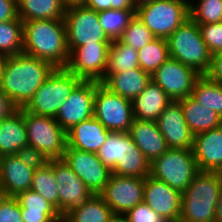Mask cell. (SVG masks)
<instances>
[{
	"label": "cell",
	"instance_id": "obj_1",
	"mask_svg": "<svg viewBox=\"0 0 222 222\" xmlns=\"http://www.w3.org/2000/svg\"><path fill=\"white\" fill-rule=\"evenodd\" d=\"M55 69L49 62L24 53L8 56L3 64L0 89L23 108Z\"/></svg>",
	"mask_w": 222,
	"mask_h": 222
},
{
	"label": "cell",
	"instance_id": "obj_2",
	"mask_svg": "<svg viewBox=\"0 0 222 222\" xmlns=\"http://www.w3.org/2000/svg\"><path fill=\"white\" fill-rule=\"evenodd\" d=\"M23 53L65 68L70 52L64 19H39L23 22Z\"/></svg>",
	"mask_w": 222,
	"mask_h": 222
},
{
	"label": "cell",
	"instance_id": "obj_3",
	"mask_svg": "<svg viewBox=\"0 0 222 222\" xmlns=\"http://www.w3.org/2000/svg\"><path fill=\"white\" fill-rule=\"evenodd\" d=\"M222 172L199 171L182 193L179 222H214Z\"/></svg>",
	"mask_w": 222,
	"mask_h": 222
},
{
	"label": "cell",
	"instance_id": "obj_4",
	"mask_svg": "<svg viewBox=\"0 0 222 222\" xmlns=\"http://www.w3.org/2000/svg\"><path fill=\"white\" fill-rule=\"evenodd\" d=\"M167 41L171 58L193 68L200 75L208 73L212 55L202 38L199 25L191 18L181 24Z\"/></svg>",
	"mask_w": 222,
	"mask_h": 222
},
{
	"label": "cell",
	"instance_id": "obj_5",
	"mask_svg": "<svg viewBox=\"0 0 222 222\" xmlns=\"http://www.w3.org/2000/svg\"><path fill=\"white\" fill-rule=\"evenodd\" d=\"M82 81L66 68H55L23 107L26 112L55 118L59 107Z\"/></svg>",
	"mask_w": 222,
	"mask_h": 222
},
{
	"label": "cell",
	"instance_id": "obj_6",
	"mask_svg": "<svg viewBox=\"0 0 222 222\" xmlns=\"http://www.w3.org/2000/svg\"><path fill=\"white\" fill-rule=\"evenodd\" d=\"M135 14L156 38L167 39L190 18L189 0H155L136 7Z\"/></svg>",
	"mask_w": 222,
	"mask_h": 222
},
{
	"label": "cell",
	"instance_id": "obj_7",
	"mask_svg": "<svg viewBox=\"0 0 222 222\" xmlns=\"http://www.w3.org/2000/svg\"><path fill=\"white\" fill-rule=\"evenodd\" d=\"M198 172L193 150L168 149L150 163L149 175L183 193Z\"/></svg>",
	"mask_w": 222,
	"mask_h": 222
},
{
	"label": "cell",
	"instance_id": "obj_8",
	"mask_svg": "<svg viewBox=\"0 0 222 222\" xmlns=\"http://www.w3.org/2000/svg\"><path fill=\"white\" fill-rule=\"evenodd\" d=\"M24 122L28 145L40 150L49 160L63 158L67 136L55 118L24 110Z\"/></svg>",
	"mask_w": 222,
	"mask_h": 222
},
{
	"label": "cell",
	"instance_id": "obj_9",
	"mask_svg": "<svg viewBox=\"0 0 222 222\" xmlns=\"http://www.w3.org/2000/svg\"><path fill=\"white\" fill-rule=\"evenodd\" d=\"M64 22L70 53L84 44L112 42L99 22L98 12L83 4L68 6Z\"/></svg>",
	"mask_w": 222,
	"mask_h": 222
},
{
	"label": "cell",
	"instance_id": "obj_10",
	"mask_svg": "<svg viewBox=\"0 0 222 222\" xmlns=\"http://www.w3.org/2000/svg\"><path fill=\"white\" fill-rule=\"evenodd\" d=\"M93 116L110 132H129L134 119L132 101L100 82L95 89Z\"/></svg>",
	"mask_w": 222,
	"mask_h": 222
},
{
	"label": "cell",
	"instance_id": "obj_11",
	"mask_svg": "<svg viewBox=\"0 0 222 222\" xmlns=\"http://www.w3.org/2000/svg\"><path fill=\"white\" fill-rule=\"evenodd\" d=\"M111 42H95L75 48L65 67L82 80L101 82L107 71L108 52Z\"/></svg>",
	"mask_w": 222,
	"mask_h": 222
},
{
	"label": "cell",
	"instance_id": "obj_12",
	"mask_svg": "<svg viewBox=\"0 0 222 222\" xmlns=\"http://www.w3.org/2000/svg\"><path fill=\"white\" fill-rule=\"evenodd\" d=\"M99 83L82 80L59 107L55 120L65 132L93 117L95 89Z\"/></svg>",
	"mask_w": 222,
	"mask_h": 222
},
{
	"label": "cell",
	"instance_id": "obj_13",
	"mask_svg": "<svg viewBox=\"0 0 222 222\" xmlns=\"http://www.w3.org/2000/svg\"><path fill=\"white\" fill-rule=\"evenodd\" d=\"M145 178L110 175L100 193L114 214H126L143 202Z\"/></svg>",
	"mask_w": 222,
	"mask_h": 222
},
{
	"label": "cell",
	"instance_id": "obj_14",
	"mask_svg": "<svg viewBox=\"0 0 222 222\" xmlns=\"http://www.w3.org/2000/svg\"><path fill=\"white\" fill-rule=\"evenodd\" d=\"M62 159L92 194H100L104 190L111 170L99 160L96 153L66 146Z\"/></svg>",
	"mask_w": 222,
	"mask_h": 222
},
{
	"label": "cell",
	"instance_id": "obj_15",
	"mask_svg": "<svg viewBox=\"0 0 222 222\" xmlns=\"http://www.w3.org/2000/svg\"><path fill=\"white\" fill-rule=\"evenodd\" d=\"M200 76L193 68L169 57L152 75L172 101L191 96L194 83Z\"/></svg>",
	"mask_w": 222,
	"mask_h": 222
},
{
	"label": "cell",
	"instance_id": "obj_16",
	"mask_svg": "<svg viewBox=\"0 0 222 222\" xmlns=\"http://www.w3.org/2000/svg\"><path fill=\"white\" fill-rule=\"evenodd\" d=\"M53 171L58 185V212L63 217L93 194L63 159H53Z\"/></svg>",
	"mask_w": 222,
	"mask_h": 222
},
{
	"label": "cell",
	"instance_id": "obj_17",
	"mask_svg": "<svg viewBox=\"0 0 222 222\" xmlns=\"http://www.w3.org/2000/svg\"><path fill=\"white\" fill-rule=\"evenodd\" d=\"M143 202L169 222H179L182 193L148 175L144 183Z\"/></svg>",
	"mask_w": 222,
	"mask_h": 222
},
{
	"label": "cell",
	"instance_id": "obj_18",
	"mask_svg": "<svg viewBox=\"0 0 222 222\" xmlns=\"http://www.w3.org/2000/svg\"><path fill=\"white\" fill-rule=\"evenodd\" d=\"M156 123L165 138L168 149H193L194 135L185 121L179 101H171Z\"/></svg>",
	"mask_w": 222,
	"mask_h": 222
},
{
	"label": "cell",
	"instance_id": "obj_19",
	"mask_svg": "<svg viewBox=\"0 0 222 222\" xmlns=\"http://www.w3.org/2000/svg\"><path fill=\"white\" fill-rule=\"evenodd\" d=\"M192 150L199 171L222 172V126L194 135Z\"/></svg>",
	"mask_w": 222,
	"mask_h": 222
},
{
	"label": "cell",
	"instance_id": "obj_20",
	"mask_svg": "<svg viewBox=\"0 0 222 222\" xmlns=\"http://www.w3.org/2000/svg\"><path fill=\"white\" fill-rule=\"evenodd\" d=\"M34 170L16 155L0 157V189L3 195L17 196L30 190Z\"/></svg>",
	"mask_w": 222,
	"mask_h": 222
},
{
	"label": "cell",
	"instance_id": "obj_21",
	"mask_svg": "<svg viewBox=\"0 0 222 222\" xmlns=\"http://www.w3.org/2000/svg\"><path fill=\"white\" fill-rule=\"evenodd\" d=\"M128 133L150 163L168 150L155 121L134 118Z\"/></svg>",
	"mask_w": 222,
	"mask_h": 222
},
{
	"label": "cell",
	"instance_id": "obj_22",
	"mask_svg": "<svg viewBox=\"0 0 222 222\" xmlns=\"http://www.w3.org/2000/svg\"><path fill=\"white\" fill-rule=\"evenodd\" d=\"M109 133L110 131L93 116L66 132L67 146L97 154Z\"/></svg>",
	"mask_w": 222,
	"mask_h": 222
},
{
	"label": "cell",
	"instance_id": "obj_23",
	"mask_svg": "<svg viewBox=\"0 0 222 222\" xmlns=\"http://www.w3.org/2000/svg\"><path fill=\"white\" fill-rule=\"evenodd\" d=\"M151 81V75L141 68H135L120 73H105L101 81L109 90L133 101Z\"/></svg>",
	"mask_w": 222,
	"mask_h": 222
},
{
	"label": "cell",
	"instance_id": "obj_24",
	"mask_svg": "<svg viewBox=\"0 0 222 222\" xmlns=\"http://www.w3.org/2000/svg\"><path fill=\"white\" fill-rule=\"evenodd\" d=\"M171 98L152 80L132 101L133 117L139 120L155 121L171 103Z\"/></svg>",
	"mask_w": 222,
	"mask_h": 222
},
{
	"label": "cell",
	"instance_id": "obj_25",
	"mask_svg": "<svg viewBox=\"0 0 222 222\" xmlns=\"http://www.w3.org/2000/svg\"><path fill=\"white\" fill-rule=\"evenodd\" d=\"M28 145L24 122V109L19 108L11 116L0 121V157L16 155L23 146Z\"/></svg>",
	"mask_w": 222,
	"mask_h": 222
},
{
	"label": "cell",
	"instance_id": "obj_26",
	"mask_svg": "<svg viewBox=\"0 0 222 222\" xmlns=\"http://www.w3.org/2000/svg\"><path fill=\"white\" fill-rule=\"evenodd\" d=\"M112 174L146 178L150 173V162L135 145L128 132H123L121 160L111 170Z\"/></svg>",
	"mask_w": 222,
	"mask_h": 222
},
{
	"label": "cell",
	"instance_id": "obj_27",
	"mask_svg": "<svg viewBox=\"0 0 222 222\" xmlns=\"http://www.w3.org/2000/svg\"><path fill=\"white\" fill-rule=\"evenodd\" d=\"M178 101L182 106L185 121L193 135L222 126V118L213 110L202 106L192 96Z\"/></svg>",
	"mask_w": 222,
	"mask_h": 222
},
{
	"label": "cell",
	"instance_id": "obj_28",
	"mask_svg": "<svg viewBox=\"0 0 222 222\" xmlns=\"http://www.w3.org/2000/svg\"><path fill=\"white\" fill-rule=\"evenodd\" d=\"M18 17L24 22L39 19H64L63 0H17Z\"/></svg>",
	"mask_w": 222,
	"mask_h": 222
},
{
	"label": "cell",
	"instance_id": "obj_29",
	"mask_svg": "<svg viewBox=\"0 0 222 222\" xmlns=\"http://www.w3.org/2000/svg\"><path fill=\"white\" fill-rule=\"evenodd\" d=\"M114 212L100 194H93L81 206L62 217V222H111Z\"/></svg>",
	"mask_w": 222,
	"mask_h": 222
},
{
	"label": "cell",
	"instance_id": "obj_30",
	"mask_svg": "<svg viewBox=\"0 0 222 222\" xmlns=\"http://www.w3.org/2000/svg\"><path fill=\"white\" fill-rule=\"evenodd\" d=\"M191 96L222 118V85L215 83L207 75H200L194 83Z\"/></svg>",
	"mask_w": 222,
	"mask_h": 222
},
{
	"label": "cell",
	"instance_id": "obj_31",
	"mask_svg": "<svg viewBox=\"0 0 222 222\" xmlns=\"http://www.w3.org/2000/svg\"><path fill=\"white\" fill-rule=\"evenodd\" d=\"M140 68L138 51L119 40H113L108 52L106 73H120Z\"/></svg>",
	"mask_w": 222,
	"mask_h": 222
},
{
	"label": "cell",
	"instance_id": "obj_32",
	"mask_svg": "<svg viewBox=\"0 0 222 222\" xmlns=\"http://www.w3.org/2000/svg\"><path fill=\"white\" fill-rule=\"evenodd\" d=\"M23 53V21L0 22V54L5 57Z\"/></svg>",
	"mask_w": 222,
	"mask_h": 222
},
{
	"label": "cell",
	"instance_id": "obj_33",
	"mask_svg": "<svg viewBox=\"0 0 222 222\" xmlns=\"http://www.w3.org/2000/svg\"><path fill=\"white\" fill-rule=\"evenodd\" d=\"M169 57L168 41L164 38H155L138 51L139 66L150 75Z\"/></svg>",
	"mask_w": 222,
	"mask_h": 222
},
{
	"label": "cell",
	"instance_id": "obj_34",
	"mask_svg": "<svg viewBox=\"0 0 222 222\" xmlns=\"http://www.w3.org/2000/svg\"><path fill=\"white\" fill-rule=\"evenodd\" d=\"M31 190L40 194L58 210V185L53 171V159L34 170Z\"/></svg>",
	"mask_w": 222,
	"mask_h": 222
},
{
	"label": "cell",
	"instance_id": "obj_35",
	"mask_svg": "<svg viewBox=\"0 0 222 222\" xmlns=\"http://www.w3.org/2000/svg\"><path fill=\"white\" fill-rule=\"evenodd\" d=\"M134 16L135 10L109 9L98 12L99 22L111 41L121 37Z\"/></svg>",
	"mask_w": 222,
	"mask_h": 222
},
{
	"label": "cell",
	"instance_id": "obj_36",
	"mask_svg": "<svg viewBox=\"0 0 222 222\" xmlns=\"http://www.w3.org/2000/svg\"><path fill=\"white\" fill-rule=\"evenodd\" d=\"M189 13L198 25L222 22V0H189Z\"/></svg>",
	"mask_w": 222,
	"mask_h": 222
},
{
	"label": "cell",
	"instance_id": "obj_37",
	"mask_svg": "<svg viewBox=\"0 0 222 222\" xmlns=\"http://www.w3.org/2000/svg\"><path fill=\"white\" fill-rule=\"evenodd\" d=\"M155 38L135 14L118 40L139 51Z\"/></svg>",
	"mask_w": 222,
	"mask_h": 222
},
{
	"label": "cell",
	"instance_id": "obj_38",
	"mask_svg": "<svg viewBox=\"0 0 222 222\" xmlns=\"http://www.w3.org/2000/svg\"><path fill=\"white\" fill-rule=\"evenodd\" d=\"M16 197L19 202L20 209L42 210L54 222H62V216L58 210L37 192L30 189L19 193Z\"/></svg>",
	"mask_w": 222,
	"mask_h": 222
},
{
	"label": "cell",
	"instance_id": "obj_39",
	"mask_svg": "<svg viewBox=\"0 0 222 222\" xmlns=\"http://www.w3.org/2000/svg\"><path fill=\"white\" fill-rule=\"evenodd\" d=\"M123 132H110L105 143L97 152L99 160L112 170L121 160Z\"/></svg>",
	"mask_w": 222,
	"mask_h": 222
},
{
	"label": "cell",
	"instance_id": "obj_40",
	"mask_svg": "<svg viewBox=\"0 0 222 222\" xmlns=\"http://www.w3.org/2000/svg\"><path fill=\"white\" fill-rule=\"evenodd\" d=\"M202 38L211 55L222 51V22L199 25Z\"/></svg>",
	"mask_w": 222,
	"mask_h": 222
},
{
	"label": "cell",
	"instance_id": "obj_41",
	"mask_svg": "<svg viewBox=\"0 0 222 222\" xmlns=\"http://www.w3.org/2000/svg\"><path fill=\"white\" fill-rule=\"evenodd\" d=\"M0 222H24L16 196H0Z\"/></svg>",
	"mask_w": 222,
	"mask_h": 222
},
{
	"label": "cell",
	"instance_id": "obj_42",
	"mask_svg": "<svg viewBox=\"0 0 222 222\" xmlns=\"http://www.w3.org/2000/svg\"><path fill=\"white\" fill-rule=\"evenodd\" d=\"M16 156L26 166L32 167L35 170L44 167L50 161L40 150H37L30 145L20 148L17 151Z\"/></svg>",
	"mask_w": 222,
	"mask_h": 222
},
{
	"label": "cell",
	"instance_id": "obj_43",
	"mask_svg": "<svg viewBox=\"0 0 222 222\" xmlns=\"http://www.w3.org/2000/svg\"><path fill=\"white\" fill-rule=\"evenodd\" d=\"M130 222H169L146 203L137 204L125 214Z\"/></svg>",
	"mask_w": 222,
	"mask_h": 222
},
{
	"label": "cell",
	"instance_id": "obj_44",
	"mask_svg": "<svg viewBox=\"0 0 222 222\" xmlns=\"http://www.w3.org/2000/svg\"><path fill=\"white\" fill-rule=\"evenodd\" d=\"M18 18L17 0H0V22Z\"/></svg>",
	"mask_w": 222,
	"mask_h": 222
},
{
	"label": "cell",
	"instance_id": "obj_45",
	"mask_svg": "<svg viewBox=\"0 0 222 222\" xmlns=\"http://www.w3.org/2000/svg\"><path fill=\"white\" fill-rule=\"evenodd\" d=\"M206 75L215 83L222 85V51L212 55L211 66Z\"/></svg>",
	"mask_w": 222,
	"mask_h": 222
},
{
	"label": "cell",
	"instance_id": "obj_46",
	"mask_svg": "<svg viewBox=\"0 0 222 222\" xmlns=\"http://www.w3.org/2000/svg\"><path fill=\"white\" fill-rule=\"evenodd\" d=\"M20 210L24 222H54L42 210H35V209H20Z\"/></svg>",
	"mask_w": 222,
	"mask_h": 222
},
{
	"label": "cell",
	"instance_id": "obj_47",
	"mask_svg": "<svg viewBox=\"0 0 222 222\" xmlns=\"http://www.w3.org/2000/svg\"><path fill=\"white\" fill-rule=\"evenodd\" d=\"M18 109L10 98L0 89V121L11 116Z\"/></svg>",
	"mask_w": 222,
	"mask_h": 222
},
{
	"label": "cell",
	"instance_id": "obj_48",
	"mask_svg": "<svg viewBox=\"0 0 222 222\" xmlns=\"http://www.w3.org/2000/svg\"><path fill=\"white\" fill-rule=\"evenodd\" d=\"M112 0H86L84 6L97 12L111 9Z\"/></svg>",
	"mask_w": 222,
	"mask_h": 222
},
{
	"label": "cell",
	"instance_id": "obj_49",
	"mask_svg": "<svg viewBox=\"0 0 222 222\" xmlns=\"http://www.w3.org/2000/svg\"><path fill=\"white\" fill-rule=\"evenodd\" d=\"M111 9L135 10L136 8L133 0H112Z\"/></svg>",
	"mask_w": 222,
	"mask_h": 222
},
{
	"label": "cell",
	"instance_id": "obj_50",
	"mask_svg": "<svg viewBox=\"0 0 222 222\" xmlns=\"http://www.w3.org/2000/svg\"><path fill=\"white\" fill-rule=\"evenodd\" d=\"M214 222H222V188L220 190L219 199L216 206Z\"/></svg>",
	"mask_w": 222,
	"mask_h": 222
},
{
	"label": "cell",
	"instance_id": "obj_51",
	"mask_svg": "<svg viewBox=\"0 0 222 222\" xmlns=\"http://www.w3.org/2000/svg\"><path fill=\"white\" fill-rule=\"evenodd\" d=\"M111 222H130V220L125 214H114Z\"/></svg>",
	"mask_w": 222,
	"mask_h": 222
},
{
	"label": "cell",
	"instance_id": "obj_52",
	"mask_svg": "<svg viewBox=\"0 0 222 222\" xmlns=\"http://www.w3.org/2000/svg\"><path fill=\"white\" fill-rule=\"evenodd\" d=\"M66 6H71V5H81L84 4L86 0H63Z\"/></svg>",
	"mask_w": 222,
	"mask_h": 222
},
{
	"label": "cell",
	"instance_id": "obj_53",
	"mask_svg": "<svg viewBox=\"0 0 222 222\" xmlns=\"http://www.w3.org/2000/svg\"><path fill=\"white\" fill-rule=\"evenodd\" d=\"M133 1L135 3V8H136V7H139V6L143 5V4L153 2L155 0H133Z\"/></svg>",
	"mask_w": 222,
	"mask_h": 222
},
{
	"label": "cell",
	"instance_id": "obj_54",
	"mask_svg": "<svg viewBox=\"0 0 222 222\" xmlns=\"http://www.w3.org/2000/svg\"><path fill=\"white\" fill-rule=\"evenodd\" d=\"M6 60V57L4 55L0 54V79H1V74H2V70H3V64Z\"/></svg>",
	"mask_w": 222,
	"mask_h": 222
}]
</instances>
